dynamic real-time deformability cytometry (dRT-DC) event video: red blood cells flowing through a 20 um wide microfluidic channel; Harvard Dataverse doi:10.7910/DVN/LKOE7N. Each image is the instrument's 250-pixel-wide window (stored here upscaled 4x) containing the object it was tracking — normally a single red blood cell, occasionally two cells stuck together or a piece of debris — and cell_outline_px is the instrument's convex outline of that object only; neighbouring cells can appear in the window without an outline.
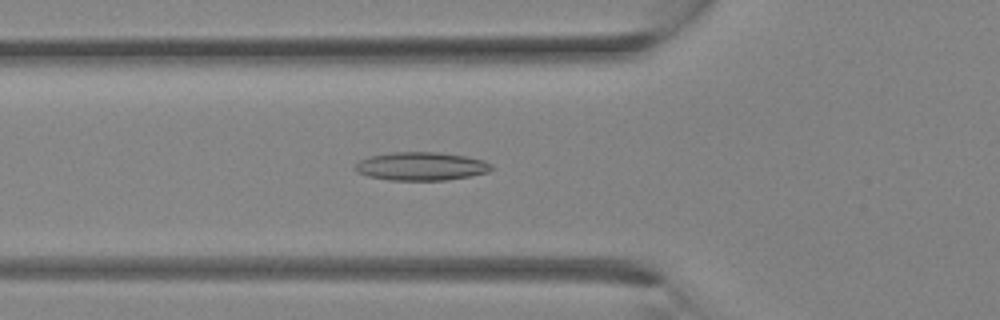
{"species": "Egyptian fruit bat (a non-hibernating species)", "species_latin": "Rousettus aegyptiacus", "temperature_condition": "room temperature", "stored_images_in_passage": 33, "camera_frame_rate_fps": 3000, "um_per_image_px": 0.085, "animal": {"sex": "female"}, "frame": {"image": 1, "passage_image": 12, "time_ms": 3.667, "image_size_px": [1000, 320], "cell_outline_px": [[492, 168], [488, 172], [468, 176], [444, 180], [388, 180], [368, 176], [356, 172], [356, 164], [360, 160], [368, 156], [392, 152], [440, 152], [468, 156], [484, 160], [492, 164]], "centroid_in_image_um": [35.8, 14.12], "position_along_channel_um": 90.0, "area_um2": 22.54}}
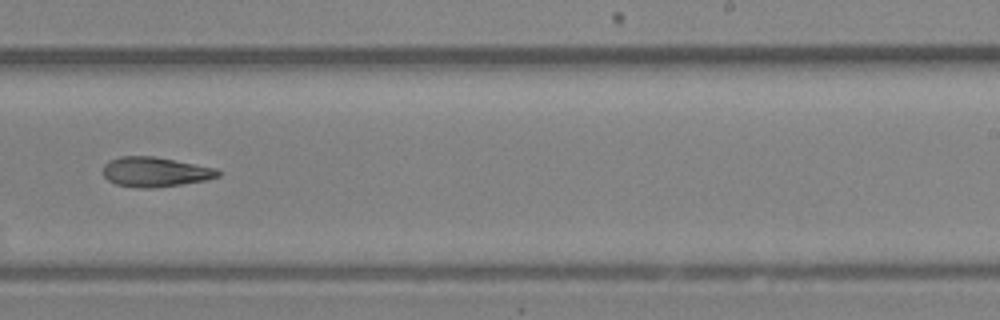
{"frame": {"image": 2, "passage_image": 21, "time_ms": 6.667, "image_size_px": [1000, 320], "cell_outline_px": [[220, 176], [204, 180], [180, 184], [152, 188], [144, 188], [116, 184], [108, 180], [104, 176], [104, 164], [108, 160], [120, 156], [152, 156], [216, 168], [220, 172]], "centroid_in_image_um": [13.16, 14.6], "position_along_channel_um": 275.8, "area_um2": 19.65}}
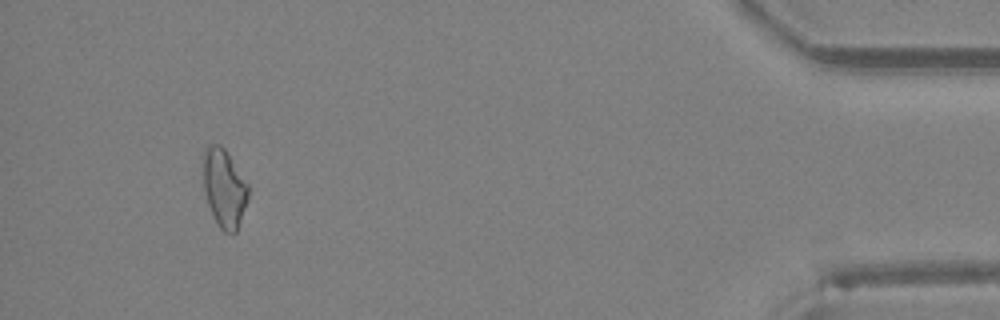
{"frame": {"image": 3, "passage_image": 31, "time_ms": 10.0, "image_size_px": [1000, 320], "cell_outline_px": [[248, 200], [236, 232], [224, 232], [220, 228], [208, 204], [204, 192], [204, 152], [208, 144], [220, 144], [224, 148], [248, 184]], "centroid_in_image_um": [19.07, 15.98], "position_along_channel_um": 416.1, "area_um2": 20.17}}